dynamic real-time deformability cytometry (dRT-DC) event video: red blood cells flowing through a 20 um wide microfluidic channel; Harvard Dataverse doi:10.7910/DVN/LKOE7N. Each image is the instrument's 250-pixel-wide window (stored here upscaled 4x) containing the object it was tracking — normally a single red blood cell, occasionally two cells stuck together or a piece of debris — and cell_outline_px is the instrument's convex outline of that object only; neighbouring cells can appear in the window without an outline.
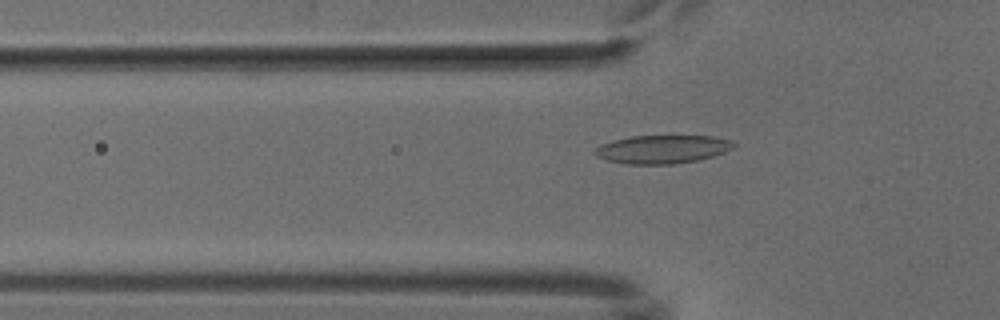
{"species": "common noctule bat (a hibernating species)", "species_latin": "Nyctalus noctula", "temperature_condition": "cold", "stored_images_in_passage": 52, "camera_frame_rate_fps": 3000, "um_per_image_px": 0.085, "animal": {"sex": "male", "body_mass_g": 18.8}, "frame": {"image": 1, "passage_image": 17, "time_ms": 5.333, "image_size_px": [1000, 320], "cell_outline_px": [[736, 144], [732, 148], [724, 152], [712, 156], [696, 160], [672, 164], [628, 164], [608, 160], [596, 156], [592, 152], [600, 144], [612, 140], [632, 136], [712, 136], [732, 140]], "centroid_in_image_um": [56.28, 12.68], "position_along_channel_um": 69.5, "area_um2": 22.83}}
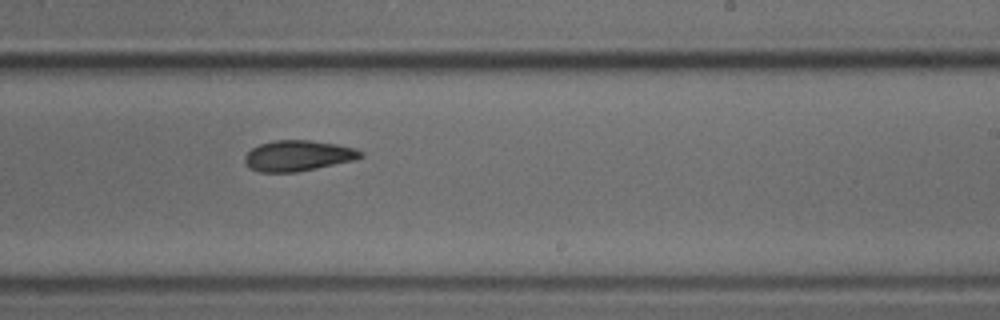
{"frame": {"image": 2, "passage_image": 32, "time_ms": 10.333, "image_size_px": [1000, 320], "cell_outline_px": [[364, 156], [356, 160], [296, 172], [260, 172], [248, 168], [244, 164], [244, 156], [252, 148], [260, 144], [272, 140], [312, 140], [336, 144], [356, 148], [364, 152]], "centroid_in_image_um": [25.33, 13.23], "position_along_channel_um": 263.7, "area_um2": 20.98}}
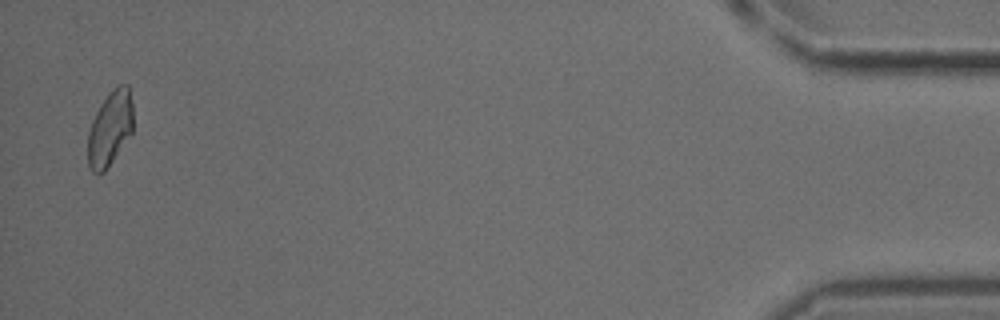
{"frame": {"image": 3, "passage_image": 51, "time_ms": 16.667, "image_size_px": [1000, 320], "cell_outline_px": [[132, 132], [108, 168], [104, 172], [92, 172], [88, 164], [88, 132], [92, 120], [100, 104], [108, 92], [116, 84], [128, 84], [132, 104]], "centroid_in_image_um": [9.34, 10.89], "position_along_channel_um": 425.9, "area_um2": 19.83}}